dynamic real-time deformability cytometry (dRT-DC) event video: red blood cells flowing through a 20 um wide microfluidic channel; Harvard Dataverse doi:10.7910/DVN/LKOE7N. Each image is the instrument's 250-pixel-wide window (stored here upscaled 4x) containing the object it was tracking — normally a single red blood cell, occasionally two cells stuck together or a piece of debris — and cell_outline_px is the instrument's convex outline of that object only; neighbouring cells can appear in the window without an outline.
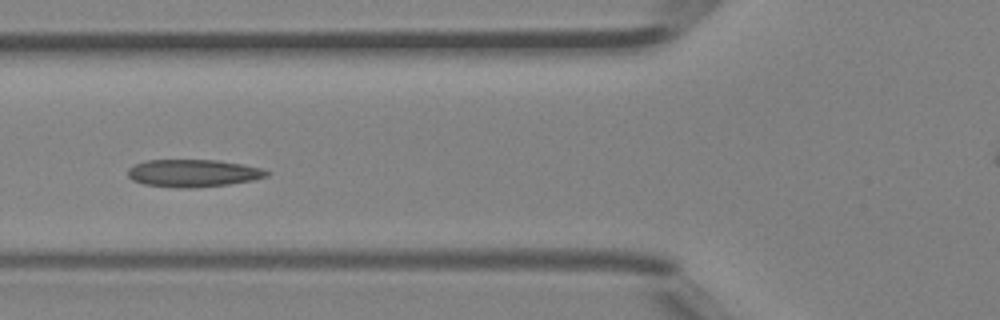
{"species": "Egyptian fruit bat (a non-hibernating species)", "species_latin": "Rousettus aegyptiacus", "temperature_condition": "room temperature", "stored_images_in_passage": 27, "camera_frame_rate_fps": 3000, "um_per_image_px": 0.085, "animal": {"sex": "female"}, "frame": {"image": 1, "passage_image": 5, "time_ms": 1.333, "image_size_px": [1000, 320], "cell_outline_px": [[272, 172], [268, 176], [252, 180], [228, 184], [192, 188], [176, 188], [144, 184], [132, 180], [128, 176], [128, 168], [136, 164], [148, 160], [216, 160], [244, 164], [260, 168]], "centroid_in_image_um": [16.43, 14.72], "position_along_channel_um": 109.4, "area_um2": 22.25}}
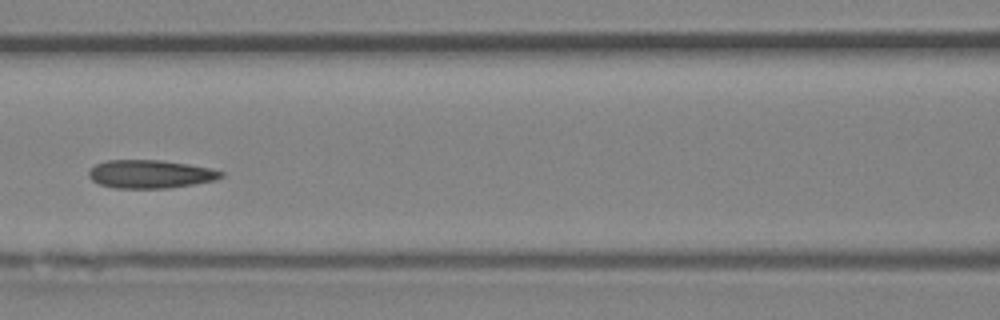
{"frame": {"image": 2, "passage_image": 8, "time_ms": 2.333, "image_size_px": [1000, 320], "cell_outline_px": [[224, 176], [216, 180], [168, 188], [116, 188], [100, 184], [92, 180], [88, 176], [88, 172], [96, 164], [108, 160], [160, 160], [188, 164], [212, 168], [224, 172]], "centroid_in_image_um": [12.8, 14.79], "position_along_channel_um": 153.8, "area_um2": 21.73}, "authors_computed_cell_mechanics": {"area_um2": 21.5016, "velocity_mm_per_s": 4.4543, "shape_relaxation_time_tau1_ms": 3.1638, "shape_relaxation_time_tau2_ms": 1.7757, "deformation_change_tau1": 0.1132, "deformation_change_tau2": 0.0883}}